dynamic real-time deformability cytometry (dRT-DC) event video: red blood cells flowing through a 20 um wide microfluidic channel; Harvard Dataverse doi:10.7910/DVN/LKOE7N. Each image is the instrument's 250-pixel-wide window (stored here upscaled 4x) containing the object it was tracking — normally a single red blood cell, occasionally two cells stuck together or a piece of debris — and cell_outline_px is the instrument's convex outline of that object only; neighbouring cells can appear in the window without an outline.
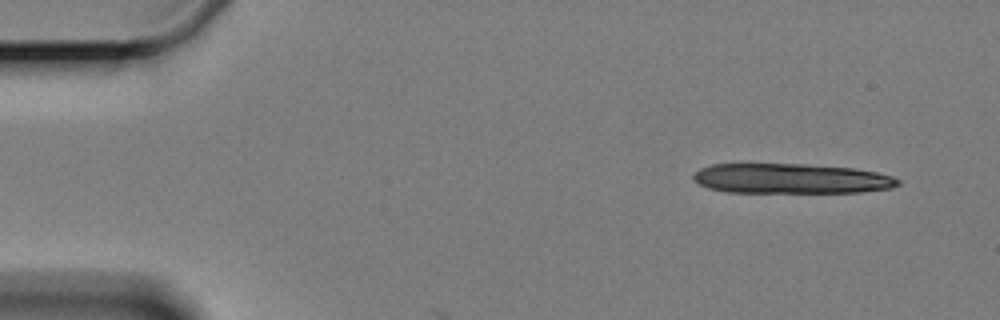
{"species": "Egyptian fruit bat (a non-hibernating species)", "species_latin": "Rousettus aegyptiacus", "temperature_condition": "cold", "stored_images_in_passage": 2, "camera_frame_rate_fps": 3000, "um_per_image_px": 0.085, "animal": {"sex": "female"}, "frame": {"image": 1, "passage_image": 1, "time_ms": 0.0, "image_size_px": [1000, 320], "cell_outline_px": [[900, 184], [892, 188], [864, 192], [728, 192], [708, 188], [700, 184], [692, 176], [700, 168], [712, 164], [804, 164], [852, 168], [876, 172], [892, 176], [900, 180]], "centroid_in_image_um": [67.27, 15.18], "position_along_channel_um": 17.7, "area_um2": 35.66}}